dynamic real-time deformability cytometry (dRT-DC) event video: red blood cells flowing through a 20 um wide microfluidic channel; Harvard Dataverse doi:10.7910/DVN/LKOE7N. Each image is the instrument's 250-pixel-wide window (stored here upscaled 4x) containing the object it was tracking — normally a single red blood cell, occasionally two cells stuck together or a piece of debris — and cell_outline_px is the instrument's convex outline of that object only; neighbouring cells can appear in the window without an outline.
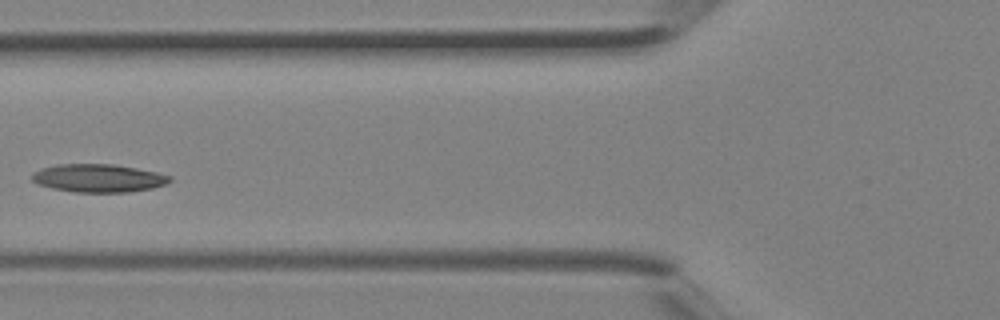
{"species": "Egyptian fruit bat (a non-hibernating species)", "species_latin": "Rousettus aegyptiacus", "temperature_condition": "room temperature", "stored_images_in_passage": 3, "camera_frame_rate_fps": 3000, "um_per_image_px": 0.085, "animal": {"sex": "female"}, "frame": {"image": 1, "passage_image": 3, "time_ms": 0.667, "image_size_px": [1000, 320], "cell_outline_px": [[172, 180], [168, 184], [152, 188], [128, 192], [72, 192], [52, 188], [40, 184], [32, 180], [32, 172], [40, 168], [56, 164], [112, 164], [136, 168], [156, 172], [172, 176]], "centroid_in_image_um": [8.37, 15.14], "position_along_channel_um": 117.4, "area_um2": 22.66}}